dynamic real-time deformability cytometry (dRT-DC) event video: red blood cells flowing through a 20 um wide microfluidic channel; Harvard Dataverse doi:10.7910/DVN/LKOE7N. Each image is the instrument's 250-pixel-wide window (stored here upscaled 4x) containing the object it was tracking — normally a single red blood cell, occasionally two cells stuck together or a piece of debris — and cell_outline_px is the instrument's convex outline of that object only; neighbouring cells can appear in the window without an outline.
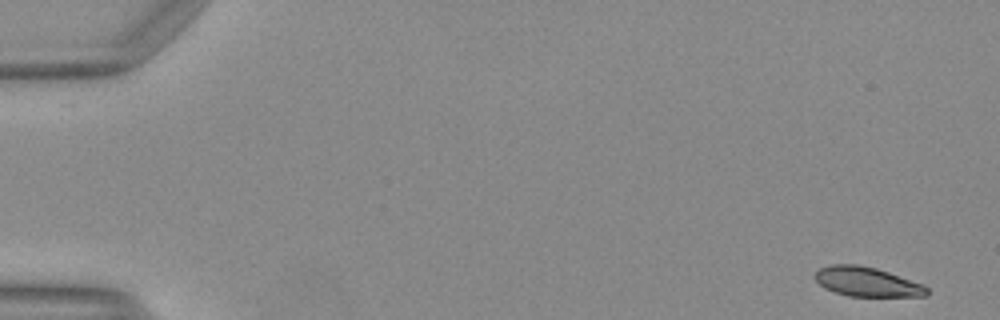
{"species": "Egyptian fruit bat (a non-hibernating species)", "species_latin": "Rousettus aegyptiacus", "temperature_condition": "warm", "stored_images_in_passage": 14, "camera_frame_rate_fps": 3000, "um_per_image_px": 0.085, "animal": {"sex": "female"}, "frame": {"image": 1, "passage_image": 1, "time_ms": 0.0, "image_size_px": [1000, 320], "cell_outline_px": [[928, 296], [848, 296], [824, 288], [812, 276], [820, 268], [832, 264], [856, 264], [876, 268], [888, 272], [920, 284], [928, 288]], "centroid_in_image_um": [73.64, 23.95], "position_along_channel_um": 11.4, "area_um2": 18.96}}
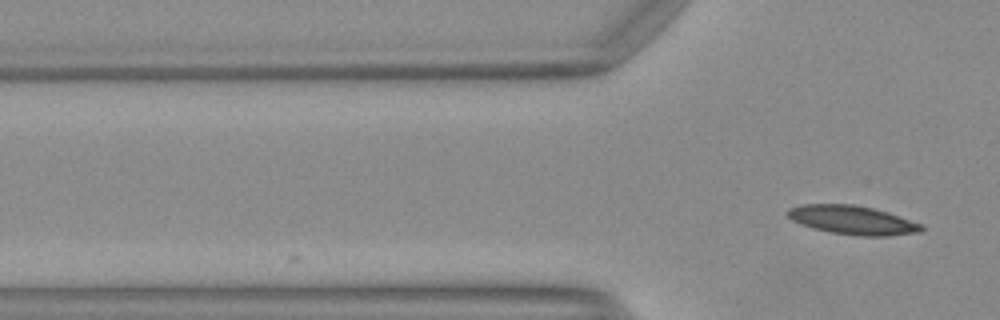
{"frame": {"image": 2, "passage_image": 14, "time_ms": 4.333, "image_size_px": [1000, 320], "cell_outline_px": [[924, 228], [920, 232], [888, 236], [856, 236], [832, 232], [816, 228], [792, 220], [784, 212], [788, 208], [800, 204], [852, 204], [872, 208], [888, 212], [924, 224]], "centroid_in_image_um": [72.49, 18.7], "position_along_channel_um": 53.3, "area_um2": 22.48}}